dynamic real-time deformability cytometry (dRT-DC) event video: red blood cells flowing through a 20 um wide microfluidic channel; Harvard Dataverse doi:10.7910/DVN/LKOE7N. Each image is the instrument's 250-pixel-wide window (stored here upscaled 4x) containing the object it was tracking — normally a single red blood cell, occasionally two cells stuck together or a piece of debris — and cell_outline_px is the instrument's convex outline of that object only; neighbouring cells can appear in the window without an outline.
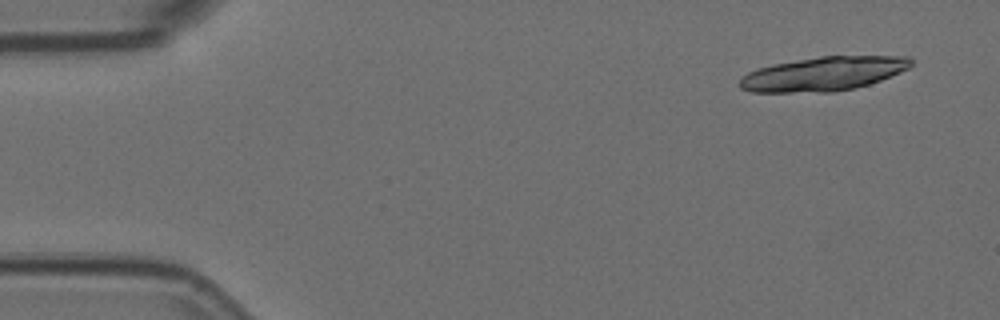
{"species": "Egyptian fruit bat (a non-hibernating species)", "species_latin": "Rousettus aegyptiacus", "temperature_condition": "room temperature", "stored_images_in_passage": 5, "camera_frame_rate_fps": 3000, "um_per_image_px": 0.085, "animal": {"sex": "female"}, "frame": {"image": 1, "passage_image": 1, "time_ms": 0.0, "image_size_px": [1000, 320], "cell_outline_px": [[912, 64], [908, 68], [900, 72], [880, 80], [856, 88], [832, 92], [752, 92], [740, 88], [740, 80], [748, 72], [756, 68], [772, 64], [820, 56], [908, 56], [912, 60]], "centroid_in_image_um": [69.98, 6.27], "position_along_channel_um": 15.0, "area_um2": 33.93}}